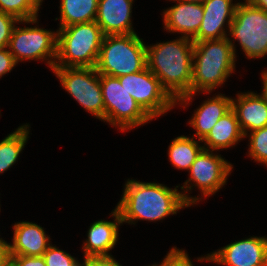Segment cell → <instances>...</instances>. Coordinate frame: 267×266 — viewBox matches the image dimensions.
Segmentation results:
<instances>
[{
  "label": "cell",
  "instance_id": "cell-22",
  "mask_svg": "<svg viewBox=\"0 0 267 266\" xmlns=\"http://www.w3.org/2000/svg\"><path fill=\"white\" fill-rule=\"evenodd\" d=\"M194 137L178 136L168 146V159L173 167L188 171L199 153L204 149Z\"/></svg>",
  "mask_w": 267,
  "mask_h": 266
},
{
  "label": "cell",
  "instance_id": "cell-34",
  "mask_svg": "<svg viewBox=\"0 0 267 266\" xmlns=\"http://www.w3.org/2000/svg\"><path fill=\"white\" fill-rule=\"evenodd\" d=\"M251 5L267 12V0H247Z\"/></svg>",
  "mask_w": 267,
  "mask_h": 266
},
{
  "label": "cell",
  "instance_id": "cell-24",
  "mask_svg": "<svg viewBox=\"0 0 267 266\" xmlns=\"http://www.w3.org/2000/svg\"><path fill=\"white\" fill-rule=\"evenodd\" d=\"M44 0H0V11L14 16L19 21L38 17Z\"/></svg>",
  "mask_w": 267,
  "mask_h": 266
},
{
  "label": "cell",
  "instance_id": "cell-31",
  "mask_svg": "<svg viewBox=\"0 0 267 266\" xmlns=\"http://www.w3.org/2000/svg\"><path fill=\"white\" fill-rule=\"evenodd\" d=\"M12 266H46L43 256H11Z\"/></svg>",
  "mask_w": 267,
  "mask_h": 266
},
{
  "label": "cell",
  "instance_id": "cell-1",
  "mask_svg": "<svg viewBox=\"0 0 267 266\" xmlns=\"http://www.w3.org/2000/svg\"><path fill=\"white\" fill-rule=\"evenodd\" d=\"M178 189L179 185L172 189L161 183L128 179L115 207L120 213L122 224L135 225L139 220L156 222L190 207Z\"/></svg>",
  "mask_w": 267,
  "mask_h": 266
},
{
  "label": "cell",
  "instance_id": "cell-26",
  "mask_svg": "<svg viewBox=\"0 0 267 266\" xmlns=\"http://www.w3.org/2000/svg\"><path fill=\"white\" fill-rule=\"evenodd\" d=\"M46 266H81L79 260L71 254L50 244L42 255Z\"/></svg>",
  "mask_w": 267,
  "mask_h": 266
},
{
  "label": "cell",
  "instance_id": "cell-10",
  "mask_svg": "<svg viewBox=\"0 0 267 266\" xmlns=\"http://www.w3.org/2000/svg\"><path fill=\"white\" fill-rule=\"evenodd\" d=\"M57 31L40 28L14 26L8 44V50L15 61H46L52 70L57 56Z\"/></svg>",
  "mask_w": 267,
  "mask_h": 266
},
{
  "label": "cell",
  "instance_id": "cell-27",
  "mask_svg": "<svg viewBox=\"0 0 267 266\" xmlns=\"http://www.w3.org/2000/svg\"><path fill=\"white\" fill-rule=\"evenodd\" d=\"M38 24V17L31 20L19 21L14 16L0 11V50L8 48L11 33L16 24Z\"/></svg>",
  "mask_w": 267,
  "mask_h": 266
},
{
  "label": "cell",
  "instance_id": "cell-30",
  "mask_svg": "<svg viewBox=\"0 0 267 266\" xmlns=\"http://www.w3.org/2000/svg\"><path fill=\"white\" fill-rule=\"evenodd\" d=\"M17 64L18 63L15 61V58L9 52L8 48L0 50V78L11 72Z\"/></svg>",
  "mask_w": 267,
  "mask_h": 266
},
{
  "label": "cell",
  "instance_id": "cell-14",
  "mask_svg": "<svg viewBox=\"0 0 267 266\" xmlns=\"http://www.w3.org/2000/svg\"><path fill=\"white\" fill-rule=\"evenodd\" d=\"M169 1L177 3L163 10L164 30L166 29L169 33H179L181 37L192 39L198 33L203 20L202 4L180 0Z\"/></svg>",
  "mask_w": 267,
  "mask_h": 266
},
{
  "label": "cell",
  "instance_id": "cell-17",
  "mask_svg": "<svg viewBox=\"0 0 267 266\" xmlns=\"http://www.w3.org/2000/svg\"><path fill=\"white\" fill-rule=\"evenodd\" d=\"M12 229L11 256H42L51 244L50 236L36 223L20 221Z\"/></svg>",
  "mask_w": 267,
  "mask_h": 266
},
{
  "label": "cell",
  "instance_id": "cell-9",
  "mask_svg": "<svg viewBox=\"0 0 267 266\" xmlns=\"http://www.w3.org/2000/svg\"><path fill=\"white\" fill-rule=\"evenodd\" d=\"M61 86L83 109L104 121V102L100 74L95 67H54Z\"/></svg>",
  "mask_w": 267,
  "mask_h": 266
},
{
  "label": "cell",
  "instance_id": "cell-35",
  "mask_svg": "<svg viewBox=\"0 0 267 266\" xmlns=\"http://www.w3.org/2000/svg\"><path fill=\"white\" fill-rule=\"evenodd\" d=\"M180 1L203 4L205 0H180Z\"/></svg>",
  "mask_w": 267,
  "mask_h": 266
},
{
  "label": "cell",
  "instance_id": "cell-11",
  "mask_svg": "<svg viewBox=\"0 0 267 266\" xmlns=\"http://www.w3.org/2000/svg\"><path fill=\"white\" fill-rule=\"evenodd\" d=\"M122 86L154 120L176 107V101L146 67L137 73L117 77Z\"/></svg>",
  "mask_w": 267,
  "mask_h": 266
},
{
  "label": "cell",
  "instance_id": "cell-20",
  "mask_svg": "<svg viewBox=\"0 0 267 266\" xmlns=\"http://www.w3.org/2000/svg\"><path fill=\"white\" fill-rule=\"evenodd\" d=\"M245 139L235 112L231 109L212 127L208 135L201 141L204 149L219 151L234 147Z\"/></svg>",
  "mask_w": 267,
  "mask_h": 266
},
{
  "label": "cell",
  "instance_id": "cell-12",
  "mask_svg": "<svg viewBox=\"0 0 267 266\" xmlns=\"http://www.w3.org/2000/svg\"><path fill=\"white\" fill-rule=\"evenodd\" d=\"M197 261L224 266H267V237L251 236L231 242Z\"/></svg>",
  "mask_w": 267,
  "mask_h": 266
},
{
  "label": "cell",
  "instance_id": "cell-6",
  "mask_svg": "<svg viewBox=\"0 0 267 266\" xmlns=\"http://www.w3.org/2000/svg\"><path fill=\"white\" fill-rule=\"evenodd\" d=\"M228 36H231L228 38L236 59V40L247 59L265 57L267 55V12L254 7L247 0L244 2L239 0Z\"/></svg>",
  "mask_w": 267,
  "mask_h": 266
},
{
  "label": "cell",
  "instance_id": "cell-5",
  "mask_svg": "<svg viewBox=\"0 0 267 266\" xmlns=\"http://www.w3.org/2000/svg\"><path fill=\"white\" fill-rule=\"evenodd\" d=\"M146 67V44L137 33L104 36L95 66L99 74L120 77Z\"/></svg>",
  "mask_w": 267,
  "mask_h": 266
},
{
  "label": "cell",
  "instance_id": "cell-2",
  "mask_svg": "<svg viewBox=\"0 0 267 266\" xmlns=\"http://www.w3.org/2000/svg\"><path fill=\"white\" fill-rule=\"evenodd\" d=\"M194 42L180 37L146 45L147 68L176 101L191 94Z\"/></svg>",
  "mask_w": 267,
  "mask_h": 266
},
{
  "label": "cell",
  "instance_id": "cell-18",
  "mask_svg": "<svg viewBox=\"0 0 267 266\" xmlns=\"http://www.w3.org/2000/svg\"><path fill=\"white\" fill-rule=\"evenodd\" d=\"M236 95V98H232V110L236 114L244 136L267 126V103L261 94L249 91Z\"/></svg>",
  "mask_w": 267,
  "mask_h": 266
},
{
  "label": "cell",
  "instance_id": "cell-3",
  "mask_svg": "<svg viewBox=\"0 0 267 266\" xmlns=\"http://www.w3.org/2000/svg\"><path fill=\"white\" fill-rule=\"evenodd\" d=\"M236 56L229 38L194 42L191 94L176 100L184 109L199 93L210 94L235 72ZM198 92V93H197Z\"/></svg>",
  "mask_w": 267,
  "mask_h": 266
},
{
  "label": "cell",
  "instance_id": "cell-15",
  "mask_svg": "<svg viewBox=\"0 0 267 266\" xmlns=\"http://www.w3.org/2000/svg\"><path fill=\"white\" fill-rule=\"evenodd\" d=\"M134 0H99L96 22L104 35L136 33L132 24Z\"/></svg>",
  "mask_w": 267,
  "mask_h": 266
},
{
  "label": "cell",
  "instance_id": "cell-21",
  "mask_svg": "<svg viewBox=\"0 0 267 266\" xmlns=\"http://www.w3.org/2000/svg\"><path fill=\"white\" fill-rule=\"evenodd\" d=\"M59 28L96 20L99 0H60Z\"/></svg>",
  "mask_w": 267,
  "mask_h": 266
},
{
  "label": "cell",
  "instance_id": "cell-32",
  "mask_svg": "<svg viewBox=\"0 0 267 266\" xmlns=\"http://www.w3.org/2000/svg\"><path fill=\"white\" fill-rule=\"evenodd\" d=\"M11 265V253L9 243L0 238V266Z\"/></svg>",
  "mask_w": 267,
  "mask_h": 266
},
{
  "label": "cell",
  "instance_id": "cell-13",
  "mask_svg": "<svg viewBox=\"0 0 267 266\" xmlns=\"http://www.w3.org/2000/svg\"><path fill=\"white\" fill-rule=\"evenodd\" d=\"M237 5L238 2L233 3V0H205L202 4L203 20L192 41L201 42L228 37L227 33H229Z\"/></svg>",
  "mask_w": 267,
  "mask_h": 266
},
{
  "label": "cell",
  "instance_id": "cell-19",
  "mask_svg": "<svg viewBox=\"0 0 267 266\" xmlns=\"http://www.w3.org/2000/svg\"><path fill=\"white\" fill-rule=\"evenodd\" d=\"M210 98V99H209ZM207 98L194 111L188 124L196 133L192 137L203 140L217 121L232 109V98L218 93Z\"/></svg>",
  "mask_w": 267,
  "mask_h": 266
},
{
  "label": "cell",
  "instance_id": "cell-23",
  "mask_svg": "<svg viewBox=\"0 0 267 266\" xmlns=\"http://www.w3.org/2000/svg\"><path fill=\"white\" fill-rule=\"evenodd\" d=\"M30 124L20 125L0 141V174L9 170L20 157L28 138Z\"/></svg>",
  "mask_w": 267,
  "mask_h": 266
},
{
  "label": "cell",
  "instance_id": "cell-28",
  "mask_svg": "<svg viewBox=\"0 0 267 266\" xmlns=\"http://www.w3.org/2000/svg\"><path fill=\"white\" fill-rule=\"evenodd\" d=\"M186 250L172 247L160 264L156 266H194Z\"/></svg>",
  "mask_w": 267,
  "mask_h": 266
},
{
  "label": "cell",
  "instance_id": "cell-8",
  "mask_svg": "<svg viewBox=\"0 0 267 266\" xmlns=\"http://www.w3.org/2000/svg\"><path fill=\"white\" fill-rule=\"evenodd\" d=\"M104 102V122L126 132L153 119L121 85L117 77L100 74Z\"/></svg>",
  "mask_w": 267,
  "mask_h": 266
},
{
  "label": "cell",
  "instance_id": "cell-7",
  "mask_svg": "<svg viewBox=\"0 0 267 266\" xmlns=\"http://www.w3.org/2000/svg\"><path fill=\"white\" fill-rule=\"evenodd\" d=\"M232 169L233 165L221 154L203 149L188 170V180L182 186L179 184L185 202L191 207L202 201V197L204 199L214 195L226 184ZM193 187L200 190L201 198L189 195L188 191L191 192Z\"/></svg>",
  "mask_w": 267,
  "mask_h": 266
},
{
  "label": "cell",
  "instance_id": "cell-29",
  "mask_svg": "<svg viewBox=\"0 0 267 266\" xmlns=\"http://www.w3.org/2000/svg\"><path fill=\"white\" fill-rule=\"evenodd\" d=\"M81 266H122L113 257V255L108 256H84V262Z\"/></svg>",
  "mask_w": 267,
  "mask_h": 266
},
{
  "label": "cell",
  "instance_id": "cell-4",
  "mask_svg": "<svg viewBox=\"0 0 267 266\" xmlns=\"http://www.w3.org/2000/svg\"><path fill=\"white\" fill-rule=\"evenodd\" d=\"M54 67H95L104 38L96 21L57 29Z\"/></svg>",
  "mask_w": 267,
  "mask_h": 266
},
{
  "label": "cell",
  "instance_id": "cell-16",
  "mask_svg": "<svg viewBox=\"0 0 267 266\" xmlns=\"http://www.w3.org/2000/svg\"><path fill=\"white\" fill-rule=\"evenodd\" d=\"M114 221L97 220L87 231V238L83 241L84 256H108L110 250L115 248L119 238L118 228L122 225L119 211L115 208L111 212ZM109 252V253H108Z\"/></svg>",
  "mask_w": 267,
  "mask_h": 266
},
{
  "label": "cell",
  "instance_id": "cell-33",
  "mask_svg": "<svg viewBox=\"0 0 267 266\" xmlns=\"http://www.w3.org/2000/svg\"><path fill=\"white\" fill-rule=\"evenodd\" d=\"M262 80V93L261 96L264 98L265 102L267 103V69L266 71H262L261 77Z\"/></svg>",
  "mask_w": 267,
  "mask_h": 266
},
{
  "label": "cell",
  "instance_id": "cell-25",
  "mask_svg": "<svg viewBox=\"0 0 267 266\" xmlns=\"http://www.w3.org/2000/svg\"><path fill=\"white\" fill-rule=\"evenodd\" d=\"M244 137H249L248 155L251 160L267 166V126L254 130Z\"/></svg>",
  "mask_w": 267,
  "mask_h": 266
}]
</instances>
